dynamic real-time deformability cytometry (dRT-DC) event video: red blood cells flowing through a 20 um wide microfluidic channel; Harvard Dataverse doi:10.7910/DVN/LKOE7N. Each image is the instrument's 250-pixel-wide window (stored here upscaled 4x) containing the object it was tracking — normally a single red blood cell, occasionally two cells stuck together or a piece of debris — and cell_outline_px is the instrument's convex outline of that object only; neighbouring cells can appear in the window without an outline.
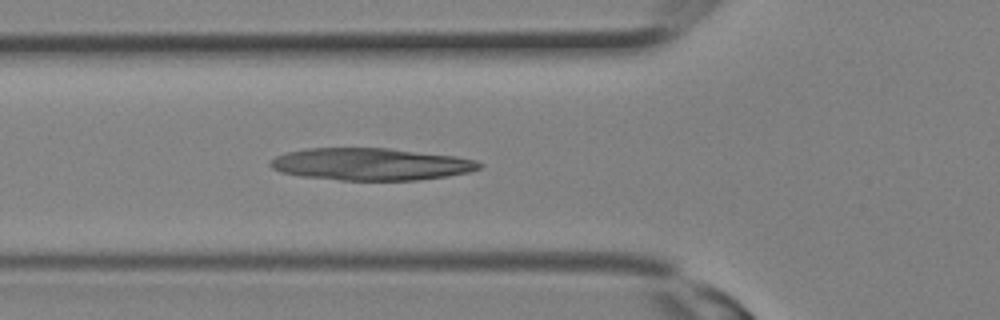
{"species": "Egyptian fruit bat (a non-hibernating species)", "species_latin": "Rousettus aegyptiacus", "temperature_condition": "room temperature", "stored_images_in_passage": 8, "camera_frame_rate_fps": 3000, "um_per_image_px": 0.085, "animal": {"sex": "female"}, "frame": {"image": 1, "passage_image": 8, "time_ms": 2.333, "image_size_px": [1000, 320], "cell_outline_px": [[484, 164], [480, 168], [468, 172], [448, 176], [416, 180], [340, 180], [300, 176], [280, 172], [272, 168], [268, 164], [276, 156], [288, 152], [308, 148], [388, 148], [456, 156], [476, 160]], "centroid_in_image_um": [31.53, 13.95], "position_along_channel_um": 94.3, "area_um2": 39.19}}